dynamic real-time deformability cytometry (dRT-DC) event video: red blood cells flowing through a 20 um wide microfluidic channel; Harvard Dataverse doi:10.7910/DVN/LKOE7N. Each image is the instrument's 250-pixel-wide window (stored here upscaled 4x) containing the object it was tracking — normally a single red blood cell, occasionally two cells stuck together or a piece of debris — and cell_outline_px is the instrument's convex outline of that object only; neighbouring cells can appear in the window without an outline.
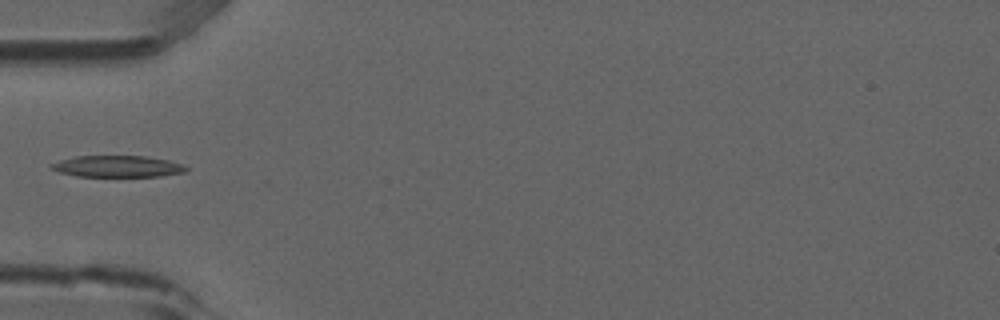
{"species": "common noctule bat (a hibernating species)", "species_latin": "Nyctalus noctula", "temperature_condition": "room temperature", "stored_images_in_passage": 5, "camera_frame_rate_fps": 3000, "um_per_image_px": 0.085, "animal": {"sex": "male", "forearm_length_mm": 52.5}, "frame": {"image": 1, "passage_image": 4, "time_ms": 1.0, "image_size_px": [1000, 320], "cell_outline_px": [[188, 172], [160, 176], [76, 176], [60, 172], [52, 168], [48, 164], [60, 160], [76, 156], [144, 156], [168, 160], [184, 164], [188, 168]], "centroid_in_image_um": [10.03, 14.14], "position_along_channel_um": 75.0, "area_um2": 16.88}}
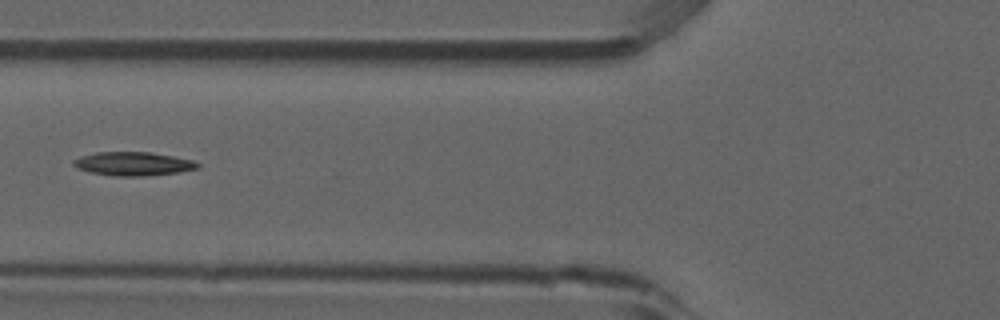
{"frame": {"image": 2, "passage_image": 5, "time_ms": 1.333, "image_size_px": [1000, 320], "cell_outline_px": [[200, 168], [180, 172], [140, 176], [116, 176], [88, 172], [72, 164], [72, 160], [80, 156], [96, 152], [148, 152], [172, 156], [192, 160], [200, 164]], "centroid_in_image_um": [11.31, 13.92], "position_along_channel_um": 114.5, "area_um2": 17.05}}